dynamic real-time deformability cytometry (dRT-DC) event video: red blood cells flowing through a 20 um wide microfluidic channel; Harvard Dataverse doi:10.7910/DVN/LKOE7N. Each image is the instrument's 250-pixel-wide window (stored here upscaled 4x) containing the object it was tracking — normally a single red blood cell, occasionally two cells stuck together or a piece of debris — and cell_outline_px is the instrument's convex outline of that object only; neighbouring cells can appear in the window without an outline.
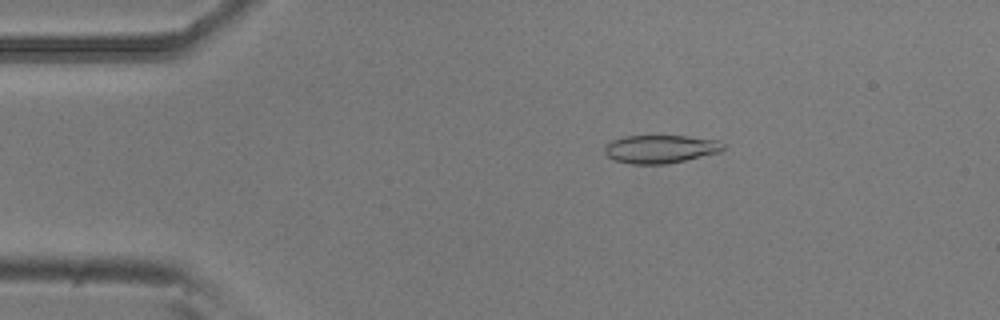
{"species": "common noctule bat (a hibernating species)", "species_latin": "Nyctalus noctula", "temperature_condition": "room temperature", "stored_images_in_passage": 52, "camera_frame_rate_fps": 3000, "um_per_image_px": 0.085, "animal": {"sex": "male", "body_mass_g": 20.5, "forearm_length_mm": 52.5}, "frame": {"image": 1, "passage_image": 8, "time_ms": 2.333, "image_size_px": [1000, 320], "cell_outline_px": [[724, 148], [720, 152], [684, 160], [664, 164], [632, 164], [616, 160], [608, 156], [604, 152], [604, 148], [612, 140], [624, 136], [688, 136], [720, 140], [724, 144]], "centroid_in_image_um": [56.16, 12.66], "position_along_channel_um": 28.8, "area_um2": 19.36}}
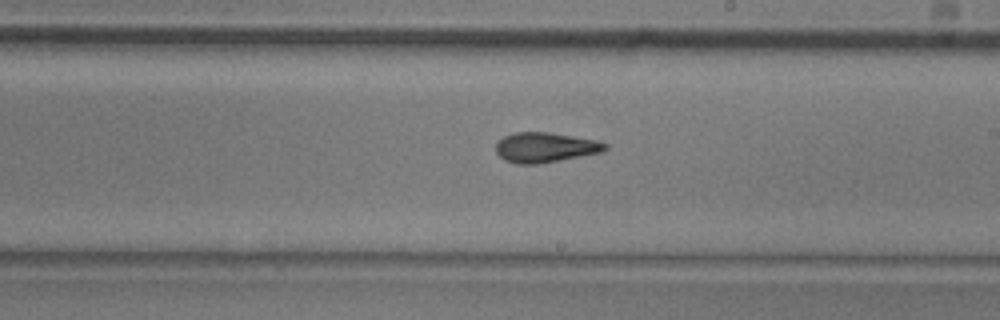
{"frame": {"image": 2, "passage_image": 29, "time_ms": 9.333, "image_size_px": [1000, 320], "cell_outline_px": [[608, 148], [600, 152], [540, 164], [516, 164], [504, 160], [496, 152], [496, 144], [504, 136], [512, 132], [548, 132], [596, 140], [608, 144]], "centroid_in_image_um": [46.31, 12.53], "position_along_channel_um": 242.7, "area_um2": 19.02}}
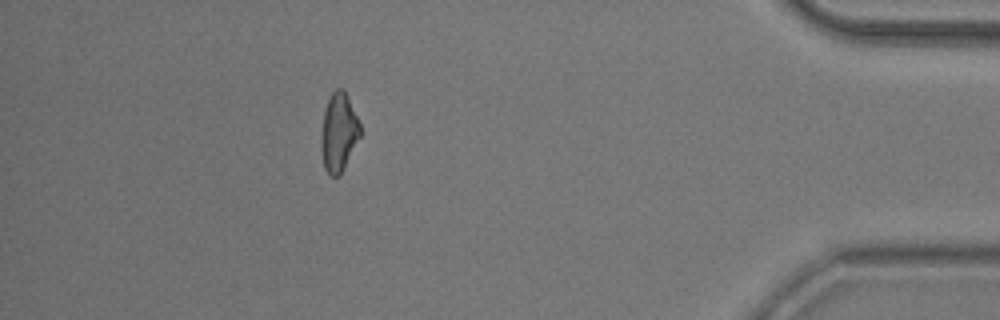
{"frame": {"image": 3, "passage_image": 46, "time_ms": 15.0, "image_size_px": [1000, 320], "cell_outline_px": [[360, 136], [340, 176], [332, 176], [324, 168], [320, 148], [320, 140], [324, 108], [328, 96], [336, 88], [344, 88], [348, 96], [360, 124]], "centroid_in_image_um": [28.76, 11.22], "position_along_channel_um": 406.4, "area_um2": 18.09}, "authors_computed_cell_mechanics": {"area_um2": 18.8139, "velocity_mm_per_s": 3.7789, "shape_relaxation_time_tau1_ms": 5.2464, "shape_relaxation_time_tau2_ms": 2.4435, "deformation_change_tau1": 0.1584, "deformation_change_tau2": 0.104}}